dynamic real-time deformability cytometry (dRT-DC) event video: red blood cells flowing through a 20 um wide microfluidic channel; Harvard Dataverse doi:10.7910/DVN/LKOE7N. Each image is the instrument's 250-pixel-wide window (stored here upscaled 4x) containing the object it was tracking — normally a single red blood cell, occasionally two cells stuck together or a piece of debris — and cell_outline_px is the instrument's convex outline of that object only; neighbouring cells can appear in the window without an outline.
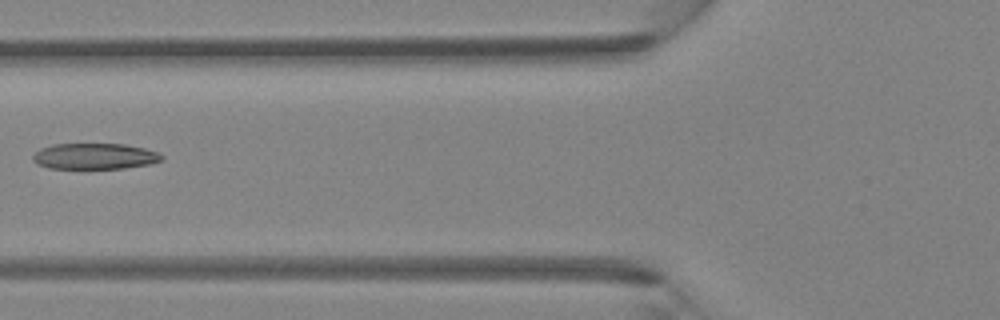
{"species": "Egyptian fruit bat (a non-hibernating species)", "species_latin": "Rousettus aegyptiacus", "temperature_condition": "room temperature", "stored_images_in_passage": 6, "camera_frame_rate_fps": 3000, "um_per_image_px": 0.085, "animal": {"sex": "female"}, "frame": {"image": 1, "passage_image": 6, "time_ms": 1.667, "image_size_px": [1000, 320], "cell_outline_px": [[164, 156], [160, 160], [152, 164], [124, 168], [48, 168], [36, 164], [32, 160], [32, 156], [40, 148], [52, 144], [124, 144], [144, 148], [160, 152]], "centroid_in_image_um": [8.05, 13.28], "position_along_channel_um": 117.8, "area_um2": 19.59}}